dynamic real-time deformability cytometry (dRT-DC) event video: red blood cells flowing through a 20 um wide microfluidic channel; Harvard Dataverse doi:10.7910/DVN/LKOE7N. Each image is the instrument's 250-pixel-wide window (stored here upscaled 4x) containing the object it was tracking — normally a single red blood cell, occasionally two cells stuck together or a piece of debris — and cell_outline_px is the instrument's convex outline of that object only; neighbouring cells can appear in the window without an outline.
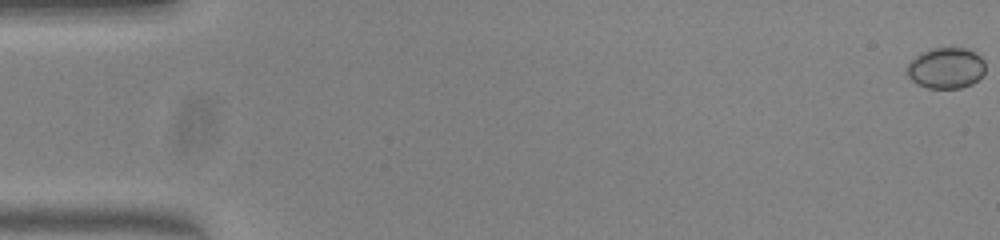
{"species": "common noctule bat (a hibernating species)", "species_latin": "Nyctalus noctula", "temperature_condition": "warm", "stored_images_in_passage": 53, "camera_frame_rate_fps": 3000, "um_per_image_px": 0.085, "animal": {"sex": "female", "body_mass_g": 23.0, "forearm_length_mm": 53.4}, "frame": {"image": 1, "passage_image": 1, "time_ms": 0.0, "image_size_px": [1000, 240], "cell_outline_px": [[984, 72], [972, 84], [960, 88], [928, 88], [916, 84], [908, 76], [908, 64], [920, 52], [932, 48], [964, 48], [976, 52], [984, 60]], "centroid_in_image_um": [80.41, 5.78], "position_along_channel_um": 4.6, "area_um2": 18.61}}
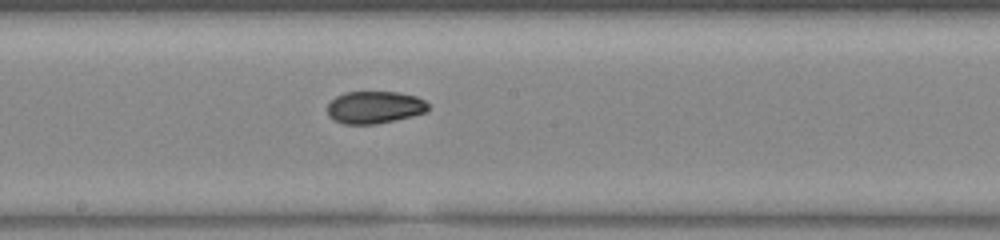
{"frame": {"image": 2, "passage_image": 29, "time_ms": 9.333, "image_size_px": [1000, 240], "cell_outline_px": [[428, 108], [424, 112], [412, 116], [376, 124], [344, 124], [332, 120], [328, 116], [328, 104], [336, 96], [344, 92], [396, 92], [416, 96], [424, 100], [428, 104]], "centroid_in_image_um": [31.8, 9.12], "position_along_channel_um": 216.4, "area_um2": 18.96}}
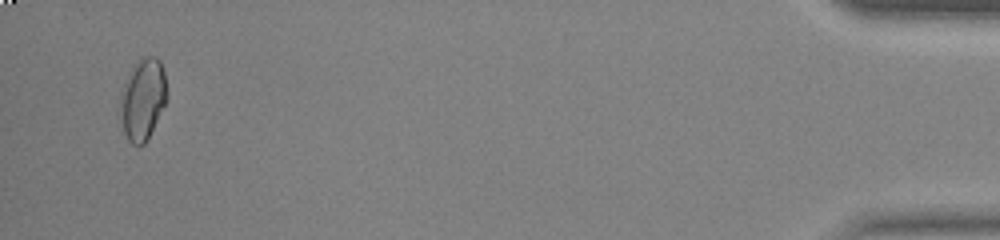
{"frame": {"image": 3, "passage_image": 51, "time_ms": 16.667, "image_size_px": [1000, 240], "cell_outline_px": [[164, 104], [144, 144], [132, 144], [128, 140], [124, 132], [120, 100], [120, 92], [128, 72], [144, 56], [156, 56], [160, 60], [164, 72]], "centroid_in_image_um": [12.09, 8.39], "position_along_channel_um": 423.1, "area_um2": 21.21}, "authors_computed_cell_mechanics": {"area_um2": 19.0162, "velocity_mm_per_s": 3.9951, "shape_relaxation_time_tau1_ms": null, "shape_relaxation_time_tau2_ms": 1.9851, "deformation_change_tau1": null, "deformation_change_tau2": 0.0499}}